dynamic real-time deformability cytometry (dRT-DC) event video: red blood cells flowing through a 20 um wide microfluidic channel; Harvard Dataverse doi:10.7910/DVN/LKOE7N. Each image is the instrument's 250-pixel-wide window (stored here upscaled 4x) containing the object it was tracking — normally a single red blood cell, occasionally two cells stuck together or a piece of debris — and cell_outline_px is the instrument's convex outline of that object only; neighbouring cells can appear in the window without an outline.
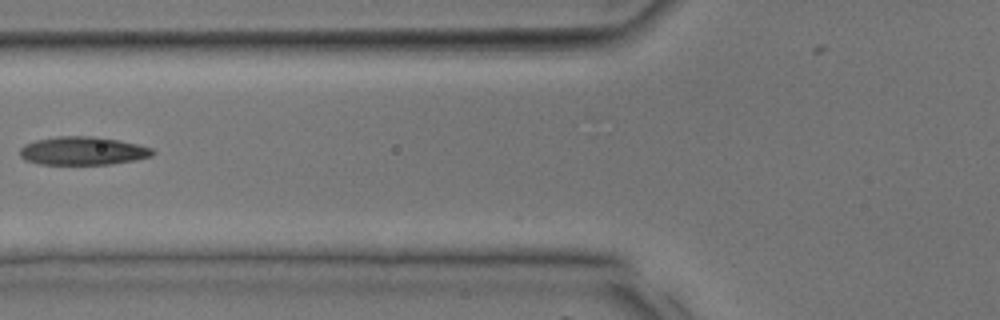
{"species": "common noctule bat (a hibernating species)", "species_latin": "Nyctalus noctula", "temperature_condition": "room temperature", "stored_images_in_passage": 21, "camera_frame_rate_fps": 3000, "um_per_image_px": 0.085, "animal": {"sex": "male", "body_mass_g": 17.9, "forearm_length_mm": 54.2}, "frame": {"image": 1, "passage_image": 3, "time_ms": 0.667, "image_size_px": [1000, 320], "cell_outline_px": [[156, 152], [152, 156], [136, 160], [108, 164], [40, 164], [24, 160], [20, 156], [20, 148], [24, 144], [36, 140], [56, 136], [96, 136], [136, 144], [152, 148]], "centroid_in_image_um": [7.02, 12.82], "position_along_channel_um": 118.8, "area_um2": 21.91}}
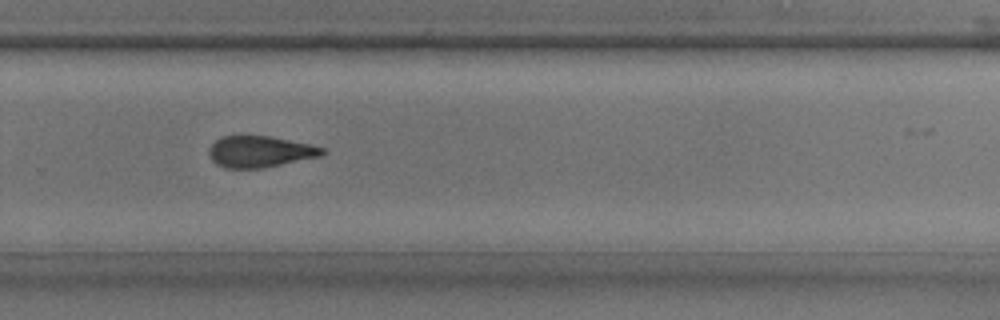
{"frame": {"image": 2, "passage_image": 13, "time_ms": 4.0, "image_size_px": [1000, 320], "cell_outline_px": [[324, 152], [320, 156], [264, 168], [224, 168], [216, 164], [212, 160], [208, 152], [208, 148], [220, 136], [268, 136], [308, 144], [324, 148]], "centroid_in_image_um": [22.04, 12.9], "position_along_channel_um": 307.8, "area_um2": 20.52}}
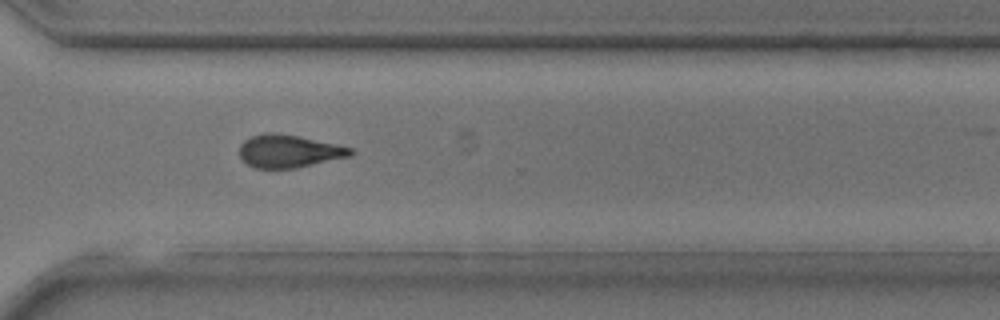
{"frame": {"image": 3, "passage_image": 15, "time_ms": 4.667, "image_size_px": [1000, 320], "cell_outline_px": [[356, 152], [352, 156], [296, 168], [252, 168], [244, 164], [240, 156], [240, 144], [244, 140], [252, 136], [264, 132], [276, 132], [300, 136], [336, 144], [352, 148]], "centroid_in_image_um": [24.55, 12.85], "position_along_channel_um": 346.1, "area_um2": 21.62}}